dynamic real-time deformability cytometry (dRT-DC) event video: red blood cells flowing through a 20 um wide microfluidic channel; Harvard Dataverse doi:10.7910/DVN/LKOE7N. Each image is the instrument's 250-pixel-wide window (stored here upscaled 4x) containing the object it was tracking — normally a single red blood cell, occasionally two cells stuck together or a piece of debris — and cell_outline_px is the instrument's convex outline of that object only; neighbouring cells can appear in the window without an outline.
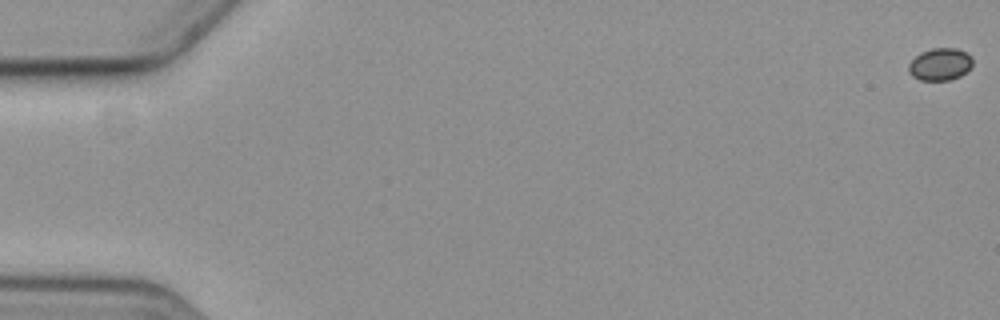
{"species": "common noctule bat (a hibernating species)", "species_latin": "Nyctalus noctula", "temperature_condition": "cold", "stored_images_in_passage": 7, "camera_frame_rate_fps": 3000, "um_per_image_px": 0.085, "animal": {"sex": "female", "body_mass_g": 19.3, "forearm_length_mm": 54.1}, "frame": {"image": 1, "passage_image": 1, "time_ms": 0.0, "image_size_px": [1000, 320], "cell_outline_px": [[972, 64], [960, 76], [952, 80], [920, 80], [912, 76], [908, 72], [908, 64], [920, 52], [932, 48], [956, 48], [972, 56]], "centroid_in_image_um": [79.88, 5.46], "position_along_channel_um": 5.1, "area_um2": 12.02}}
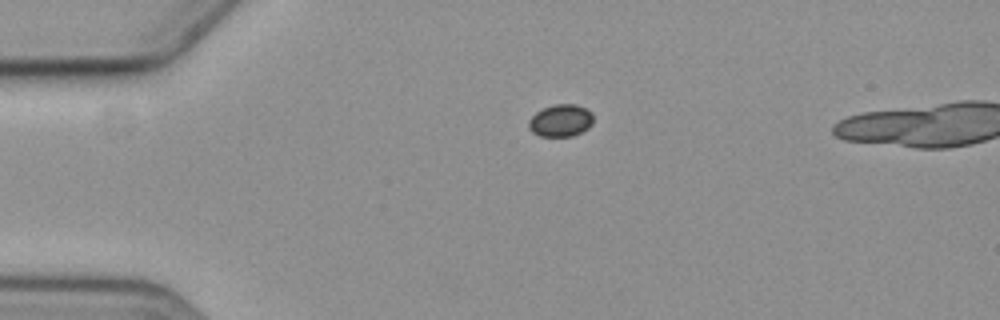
{"frame": {"image": 2, "passage_image": 5, "time_ms": 4.667, "image_size_px": [1000, 320], "cell_outline_px": [[592, 124], [588, 128], [572, 136], [540, 136], [532, 132], [528, 128], [528, 120], [536, 112], [552, 104], [576, 104], [588, 108], [592, 112]], "centroid_in_image_um": [47.66, 10.23], "position_along_channel_um": 37.3, "area_um2": 12.25}}